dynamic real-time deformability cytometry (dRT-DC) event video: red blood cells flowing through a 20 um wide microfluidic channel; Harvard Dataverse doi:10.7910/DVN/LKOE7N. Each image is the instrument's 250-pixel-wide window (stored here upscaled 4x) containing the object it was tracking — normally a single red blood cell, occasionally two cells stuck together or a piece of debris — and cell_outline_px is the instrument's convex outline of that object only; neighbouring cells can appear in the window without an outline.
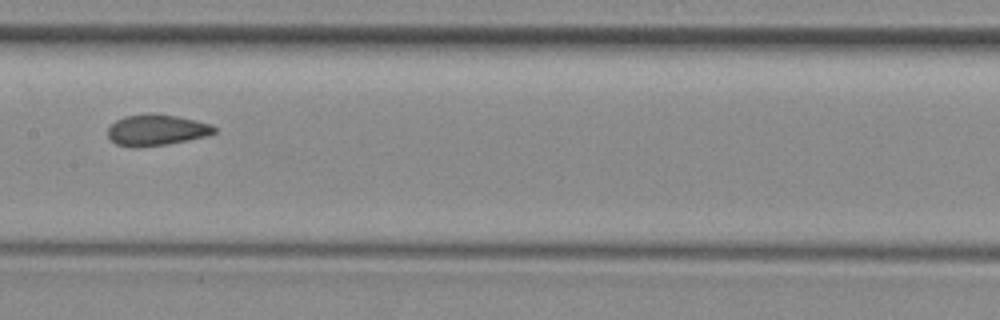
{"species": "common noctule bat (a hibernating species)", "species_latin": "Nyctalus noctula", "temperature_condition": "room temperature", "stored_images_in_passage": 6, "camera_frame_rate_fps": 3000, "um_per_image_px": 0.085, "animal": {"sex": "female", "body_mass_g": 29.2, "forearm_length_mm": 56.3}, "frame": {"image": 1, "passage_image": 5, "time_ms": 4.667, "image_size_px": [1000, 320], "cell_outline_px": [[216, 132], [208, 136], [168, 144], [136, 148], [116, 144], [108, 136], [108, 128], [116, 120], [124, 116], [152, 112], [176, 116], [196, 120], [212, 124], [216, 128]], "centroid_in_image_um": [13.32, 11.04], "position_along_channel_um": 194.1, "area_um2": 19.54}}
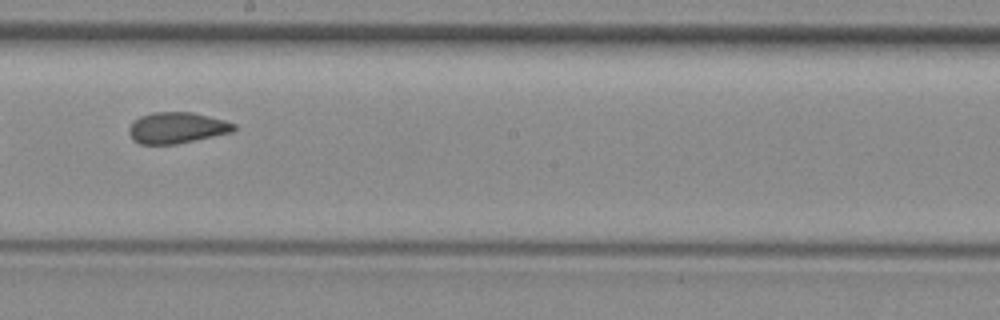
{"frame": {"image": 2, "passage_image": 6, "time_ms": 5.667, "image_size_px": [1000, 320], "cell_outline_px": [[236, 128], [232, 132], [176, 144], [140, 144], [132, 140], [128, 132], [128, 128], [140, 116], [152, 112], [192, 112], [224, 120], [236, 124]], "centroid_in_image_um": [15.02, 10.86], "position_along_channel_um": 233.2, "area_um2": 18.96}}